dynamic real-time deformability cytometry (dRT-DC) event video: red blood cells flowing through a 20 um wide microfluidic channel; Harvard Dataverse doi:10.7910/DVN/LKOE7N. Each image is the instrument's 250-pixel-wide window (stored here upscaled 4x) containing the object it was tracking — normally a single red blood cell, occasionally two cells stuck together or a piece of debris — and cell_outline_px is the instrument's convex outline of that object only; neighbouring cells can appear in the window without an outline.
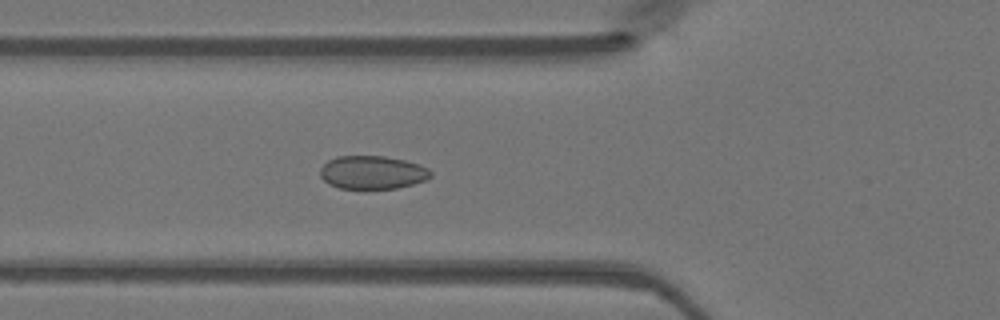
{"species": "Egyptian fruit bat (a non-hibernating species)", "species_latin": "Rousettus aegyptiacus", "temperature_condition": "warm", "stored_images_in_passage": 48, "camera_frame_rate_fps": 3000, "um_per_image_px": 0.085, "animal": {"sex": "female"}, "frame": {"image": 1, "passage_image": 17, "time_ms": 5.333, "image_size_px": [1000, 320], "cell_outline_px": [[432, 176], [424, 180], [412, 184], [396, 188], [340, 188], [328, 184], [320, 176], [320, 168], [328, 160], [336, 156], [384, 156], [404, 160], [428, 168], [432, 172]], "centroid_in_image_um": [31.62, 14.65], "position_along_channel_um": 94.2, "area_um2": 21.27}}
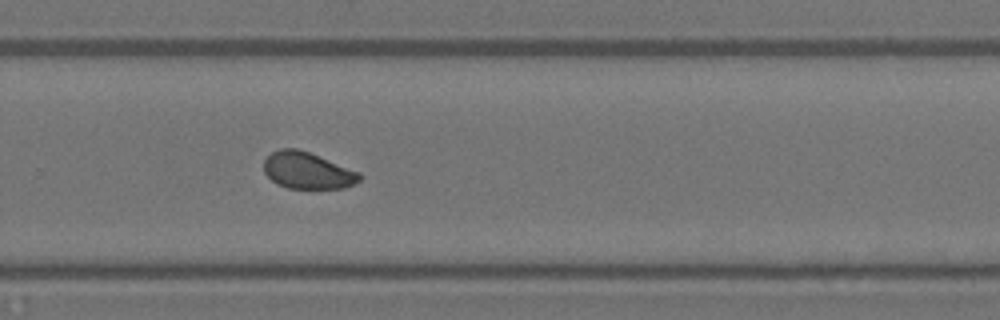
{"frame": {"image": 2, "passage_image": 32, "time_ms": 10.333, "image_size_px": [1000, 320], "cell_outline_px": [[364, 176], [360, 180], [344, 188], [288, 188], [276, 184], [264, 172], [264, 160], [272, 152], [280, 148], [296, 148], [308, 152], [360, 172]], "centroid_in_image_um": [26.13, 14.5], "position_along_channel_um": 303.7, "area_um2": 20.35}}
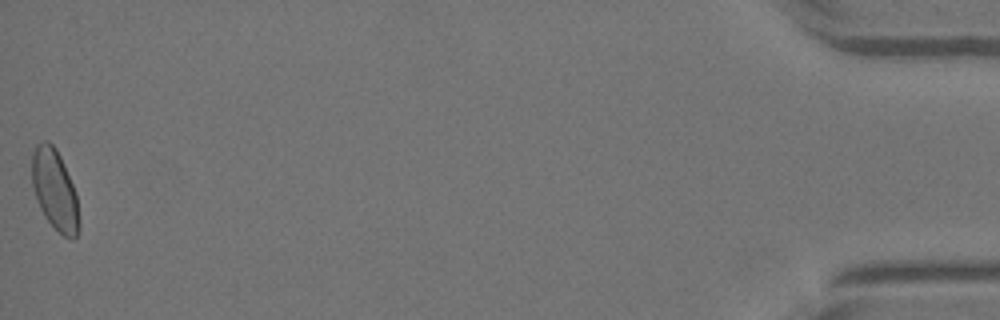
{"frame": {"image": 3, "passage_image": 48, "time_ms": 15.667, "image_size_px": [1000, 320], "cell_outline_px": [[80, 228], [76, 236], [72, 240], [64, 236], [44, 216], [36, 200], [32, 184], [32, 152], [36, 144], [44, 140], [48, 140], [56, 148], [64, 164], [76, 192], [80, 224]], "centroid_in_image_um": [4.66, 16.12], "position_along_channel_um": 430.5, "area_um2": 22.25}}